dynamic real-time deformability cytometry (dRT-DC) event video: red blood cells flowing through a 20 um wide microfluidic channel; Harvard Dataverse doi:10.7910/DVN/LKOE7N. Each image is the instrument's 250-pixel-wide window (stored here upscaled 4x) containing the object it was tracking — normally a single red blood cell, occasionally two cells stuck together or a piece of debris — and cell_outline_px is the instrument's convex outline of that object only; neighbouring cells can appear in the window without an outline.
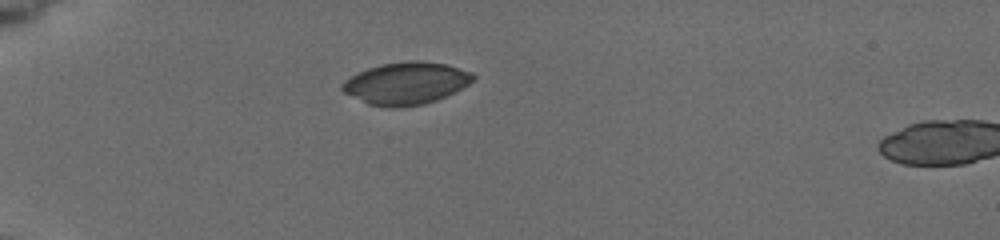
{"species": "common noctule bat (a hibernating species)", "species_latin": "Nyctalus noctula", "temperature_condition": "cold", "stored_images_in_passage": 3, "camera_frame_rate_fps": 3000, "um_per_image_px": 0.085, "animal": {"sex": "female", "body_mass_g": 19.5, "forearm_length_mm": 54.1}, "frame": {"image": 1, "passage_image": 1, "time_ms": 0.0, "image_size_px": [1000, 240], "cell_outline_px": [[476, 76], [468, 84], [436, 100], [424, 104], [392, 108], [388, 108], [368, 104], [344, 92], [340, 88], [340, 84], [344, 80], [368, 68], [380, 64], [408, 60], [420, 60], [448, 64], [472, 72]], "centroid_in_image_um": [34.5, 7.06], "position_along_channel_um": 50.5, "area_um2": 32.14}}
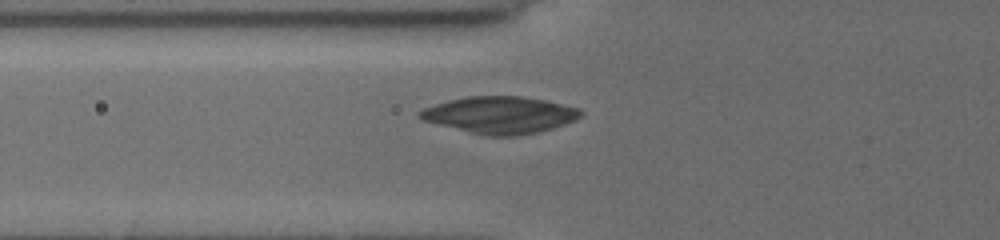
{"frame": {"image": 2, "passage_image": 3, "time_ms": 1.667, "image_size_px": [1000, 240], "cell_outline_px": [[584, 112], [576, 120], [552, 128], [536, 132], [516, 136], [488, 136], [424, 120], [416, 116], [416, 112], [432, 104], [448, 100], [468, 96], [524, 96], [544, 100], [580, 108]], "centroid_in_image_um": [42.5, 9.75], "position_along_channel_um": 83.3, "area_um2": 34.45}}